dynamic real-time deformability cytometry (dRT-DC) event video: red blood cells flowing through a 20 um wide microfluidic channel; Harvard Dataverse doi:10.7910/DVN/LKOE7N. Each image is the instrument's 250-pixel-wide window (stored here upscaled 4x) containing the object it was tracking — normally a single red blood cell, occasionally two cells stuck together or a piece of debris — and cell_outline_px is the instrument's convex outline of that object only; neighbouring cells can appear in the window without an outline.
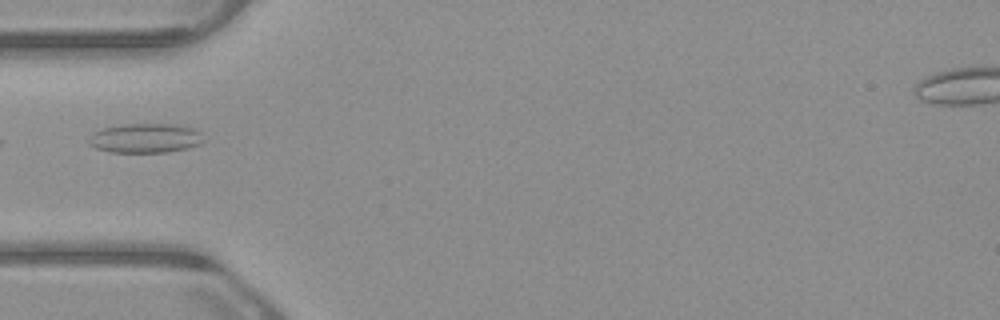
{"species": "common noctule bat (a hibernating species)", "species_latin": "Nyctalus noctula", "temperature_condition": "warm", "stored_images_in_passage": 15, "camera_frame_rate_fps": 3000, "um_per_image_px": 0.085, "animal": {"sex": "male", "body_mass_g": 23.1, "forearm_length_mm": 52.7}, "frame": {"image": 1, "passage_image": 1, "time_ms": 0.0, "image_size_px": [1000, 320], "cell_outline_px": [[204, 140], [200, 144], [188, 148], [168, 152], [112, 152], [96, 148], [88, 144], [88, 140], [96, 132], [104, 128], [124, 124], [168, 124], [192, 128], [200, 132]], "centroid_in_image_um": [12.37, 11.75], "position_along_channel_um": 72.6, "area_um2": 19.42}}